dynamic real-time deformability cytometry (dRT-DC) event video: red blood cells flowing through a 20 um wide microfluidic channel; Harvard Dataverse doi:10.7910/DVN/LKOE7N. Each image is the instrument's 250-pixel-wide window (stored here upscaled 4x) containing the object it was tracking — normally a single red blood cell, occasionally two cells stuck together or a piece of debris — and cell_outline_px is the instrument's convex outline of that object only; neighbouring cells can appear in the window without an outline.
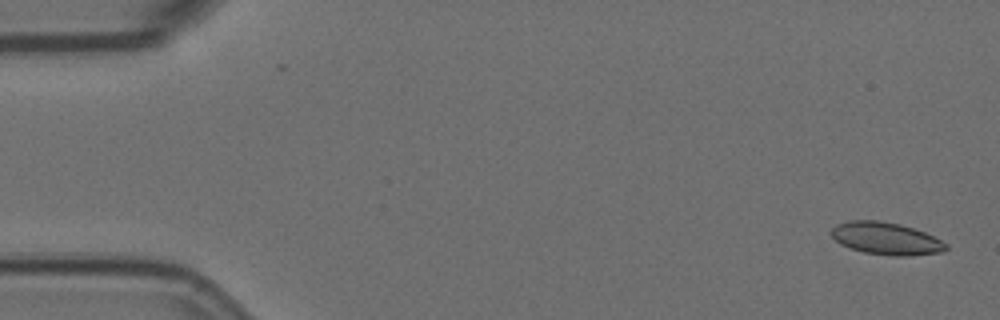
{"species": "Egyptian fruit bat (a non-hibernating species)", "species_latin": "Rousettus aegyptiacus", "temperature_condition": "room temperature", "stored_images_in_passage": 5, "camera_frame_rate_fps": 3000, "um_per_image_px": 0.085, "animal": {"sex": "female"}, "frame": {"image": 1, "passage_image": 1, "time_ms": 0.0, "image_size_px": [1000, 320], "cell_outline_px": [[948, 248], [944, 252], [908, 256], [892, 256], [864, 252], [840, 244], [832, 236], [832, 228], [836, 224], [852, 220], [876, 220], [900, 224], [924, 232], [948, 244]], "centroid_in_image_um": [75.33, 20.28], "position_along_channel_um": 9.7, "area_um2": 21.5}}
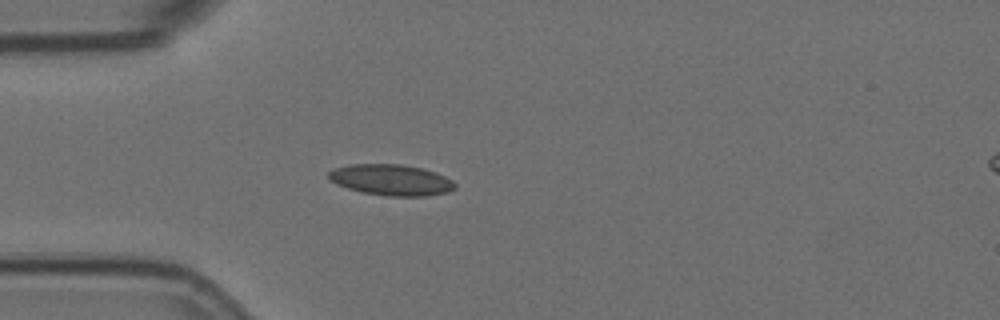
{"frame": {"image": 2, "passage_image": 4, "time_ms": 1.0, "image_size_px": [1000, 320], "cell_outline_px": [[456, 188], [448, 192], [424, 196], [384, 196], [360, 192], [336, 184], [328, 180], [328, 172], [332, 168], [348, 164], [400, 164], [420, 168], [436, 172], [452, 180], [456, 184]], "centroid_in_image_um": [33.21, 15.29], "position_along_channel_um": 51.8, "area_um2": 23.06}}